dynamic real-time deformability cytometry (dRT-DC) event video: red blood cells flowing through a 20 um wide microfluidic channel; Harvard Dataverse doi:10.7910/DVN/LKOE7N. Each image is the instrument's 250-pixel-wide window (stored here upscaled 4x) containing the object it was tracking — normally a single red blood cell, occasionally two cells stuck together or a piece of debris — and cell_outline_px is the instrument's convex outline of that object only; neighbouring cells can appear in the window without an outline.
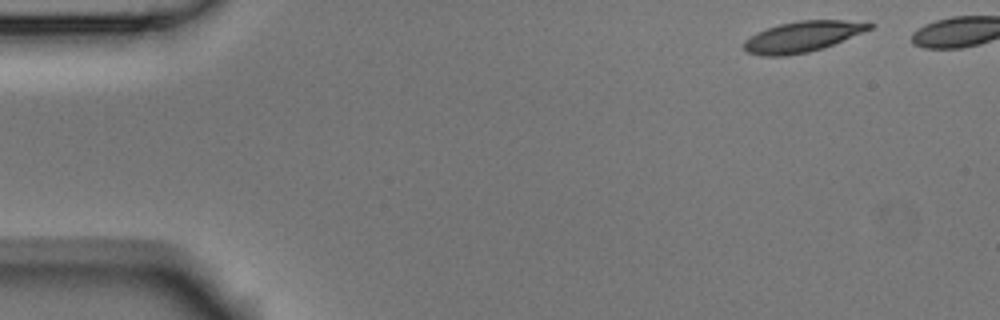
{"species": "Egyptian fruit bat (a non-hibernating species)", "species_latin": "Rousettus aegyptiacus", "temperature_condition": "room temperature", "stored_images_in_passage": 5, "camera_frame_rate_fps": 3000, "um_per_image_px": 0.085, "animal": {"sex": "male"}, "frame": {"image": 1, "passage_image": 1, "time_ms": 0.0, "image_size_px": [1000, 320], "cell_outline_px": [[876, 24], [872, 28], [824, 48], [808, 52], [784, 56], [764, 56], [748, 52], [744, 48], [744, 40], [756, 32], [780, 24], [800, 20], [844, 20]], "centroid_in_image_um": [68.2, 3.11], "position_along_channel_um": 16.8, "area_um2": 22.25}}
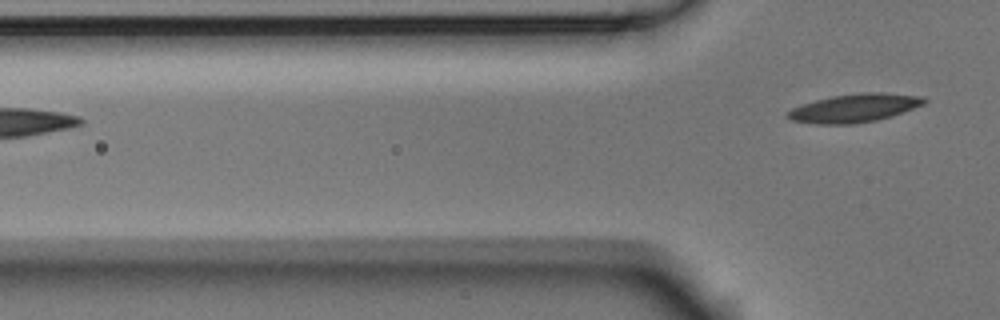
{"frame": {"image": 2, "passage_image": 5, "time_ms": 1.333, "image_size_px": [1000, 320], "cell_outline_px": [[928, 100], [924, 104], [876, 120], [852, 124], [816, 124], [792, 120], [784, 116], [792, 108], [816, 100], [832, 96], [860, 92], [880, 92], [920, 96]], "centroid_in_image_um": [72.59, 9.18], "position_along_channel_um": 53.2, "area_um2": 22.2}}